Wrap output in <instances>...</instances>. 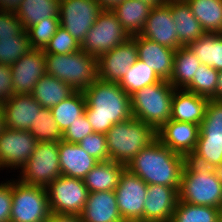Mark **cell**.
Instances as JSON below:
<instances>
[{"mask_svg": "<svg viewBox=\"0 0 222 222\" xmlns=\"http://www.w3.org/2000/svg\"><path fill=\"white\" fill-rule=\"evenodd\" d=\"M179 91V92H177ZM209 99L187 90L175 89L172 98L171 120L195 123L200 126Z\"/></svg>", "mask_w": 222, "mask_h": 222, "instance_id": "22", "label": "cell"}, {"mask_svg": "<svg viewBox=\"0 0 222 222\" xmlns=\"http://www.w3.org/2000/svg\"><path fill=\"white\" fill-rule=\"evenodd\" d=\"M167 5L170 7L173 22L177 27L176 32L181 46H188L205 33L187 2H171Z\"/></svg>", "mask_w": 222, "mask_h": 222, "instance_id": "26", "label": "cell"}, {"mask_svg": "<svg viewBox=\"0 0 222 222\" xmlns=\"http://www.w3.org/2000/svg\"><path fill=\"white\" fill-rule=\"evenodd\" d=\"M105 135L109 160L124 165L157 139L151 125L134 117L114 124Z\"/></svg>", "mask_w": 222, "mask_h": 222, "instance_id": "4", "label": "cell"}, {"mask_svg": "<svg viewBox=\"0 0 222 222\" xmlns=\"http://www.w3.org/2000/svg\"><path fill=\"white\" fill-rule=\"evenodd\" d=\"M85 115L96 133H104L116 123L131 117V98L118 83L97 79L83 91Z\"/></svg>", "mask_w": 222, "mask_h": 222, "instance_id": "1", "label": "cell"}, {"mask_svg": "<svg viewBox=\"0 0 222 222\" xmlns=\"http://www.w3.org/2000/svg\"><path fill=\"white\" fill-rule=\"evenodd\" d=\"M103 10H112L123 0H97Z\"/></svg>", "mask_w": 222, "mask_h": 222, "instance_id": "49", "label": "cell"}, {"mask_svg": "<svg viewBox=\"0 0 222 222\" xmlns=\"http://www.w3.org/2000/svg\"><path fill=\"white\" fill-rule=\"evenodd\" d=\"M60 27L59 18H48L26 29L32 49L44 50Z\"/></svg>", "mask_w": 222, "mask_h": 222, "instance_id": "39", "label": "cell"}, {"mask_svg": "<svg viewBox=\"0 0 222 222\" xmlns=\"http://www.w3.org/2000/svg\"><path fill=\"white\" fill-rule=\"evenodd\" d=\"M199 131L198 124L169 120L156 131V135L164 146L189 158L195 151Z\"/></svg>", "mask_w": 222, "mask_h": 222, "instance_id": "16", "label": "cell"}, {"mask_svg": "<svg viewBox=\"0 0 222 222\" xmlns=\"http://www.w3.org/2000/svg\"><path fill=\"white\" fill-rule=\"evenodd\" d=\"M82 222H124L114 191L88 193L86 205L81 213Z\"/></svg>", "mask_w": 222, "mask_h": 222, "instance_id": "21", "label": "cell"}, {"mask_svg": "<svg viewBox=\"0 0 222 222\" xmlns=\"http://www.w3.org/2000/svg\"><path fill=\"white\" fill-rule=\"evenodd\" d=\"M130 35L123 29L111 10H103L81 44V50L97 59L124 43Z\"/></svg>", "mask_w": 222, "mask_h": 222, "instance_id": "9", "label": "cell"}, {"mask_svg": "<svg viewBox=\"0 0 222 222\" xmlns=\"http://www.w3.org/2000/svg\"><path fill=\"white\" fill-rule=\"evenodd\" d=\"M148 185L127 168L122 172L115 192L119 213L124 222H144V201Z\"/></svg>", "mask_w": 222, "mask_h": 222, "instance_id": "11", "label": "cell"}, {"mask_svg": "<svg viewBox=\"0 0 222 222\" xmlns=\"http://www.w3.org/2000/svg\"><path fill=\"white\" fill-rule=\"evenodd\" d=\"M47 222H82L80 215L51 213Z\"/></svg>", "mask_w": 222, "mask_h": 222, "instance_id": "47", "label": "cell"}, {"mask_svg": "<svg viewBox=\"0 0 222 222\" xmlns=\"http://www.w3.org/2000/svg\"><path fill=\"white\" fill-rule=\"evenodd\" d=\"M146 4L151 5L152 7L160 6L164 4L163 0H140Z\"/></svg>", "mask_w": 222, "mask_h": 222, "instance_id": "51", "label": "cell"}, {"mask_svg": "<svg viewBox=\"0 0 222 222\" xmlns=\"http://www.w3.org/2000/svg\"><path fill=\"white\" fill-rule=\"evenodd\" d=\"M218 72L211 66L201 64L184 90L212 99L216 94Z\"/></svg>", "mask_w": 222, "mask_h": 222, "instance_id": "37", "label": "cell"}, {"mask_svg": "<svg viewBox=\"0 0 222 222\" xmlns=\"http://www.w3.org/2000/svg\"><path fill=\"white\" fill-rule=\"evenodd\" d=\"M46 189L51 213L81 215L88 197L83 179L61 175Z\"/></svg>", "mask_w": 222, "mask_h": 222, "instance_id": "10", "label": "cell"}, {"mask_svg": "<svg viewBox=\"0 0 222 222\" xmlns=\"http://www.w3.org/2000/svg\"><path fill=\"white\" fill-rule=\"evenodd\" d=\"M29 132L38 142H59L62 140V132L54 120L50 108H41Z\"/></svg>", "mask_w": 222, "mask_h": 222, "instance_id": "36", "label": "cell"}, {"mask_svg": "<svg viewBox=\"0 0 222 222\" xmlns=\"http://www.w3.org/2000/svg\"><path fill=\"white\" fill-rule=\"evenodd\" d=\"M37 143L29 131L4 127L0 133V168L22 167L34 152Z\"/></svg>", "mask_w": 222, "mask_h": 222, "instance_id": "13", "label": "cell"}, {"mask_svg": "<svg viewBox=\"0 0 222 222\" xmlns=\"http://www.w3.org/2000/svg\"><path fill=\"white\" fill-rule=\"evenodd\" d=\"M80 50V42L60 26L43 51L44 54H70Z\"/></svg>", "mask_w": 222, "mask_h": 222, "instance_id": "41", "label": "cell"}, {"mask_svg": "<svg viewBox=\"0 0 222 222\" xmlns=\"http://www.w3.org/2000/svg\"><path fill=\"white\" fill-rule=\"evenodd\" d=\"M102 11L97 0H60V26L82 44Z\"/></svg>", "mask_w": 222, "mask_h": 222, "instance_id": "12", "label": "cell"}, {"mask_svg": "<svg viewBox=\"0 0 222 222\" xmlns=\"http://www.w3.org/2000/svg\"><path fill=\"white\" fill-rule=\"evenodd\" d=\"M46 74L84 91L98 79L97 58L85 51L45 54Z\"/></svg>", "mask_w": 222, "mask_h": 222, "instance_id": "5", "label": "cell"}, {"mask_svg": "<svg viewBox=\"0 0 222 222\" xmlns=\"http://www.w3.org/2000/svg\"><path fill=\"white\" fill-rule=\"evenodd\" d=\"M219 222H222V208L220 209V213H219Z\"/></svg>", "mask_w": 222, "mask_h": 222, "instance_id": "55", "label": "cell"}, {"mask_svg": "<svg viewBox=\"0 0 222 222\" xmlns=\"http://www.w3.org/2000/svg\"><path fill=\"white\" fill-rule=\"evenodd\" d=\"M187 157L170 150L158 139L142 149L126 168L147 185H164L180 188Z\"/></svg>", "mask_w": 222, "mask_h": 222, "instance_id": "2", "label": "cell"}, {"mask_svg": "<svg viewBox=\"0 0 222 222\" xmlns=\"http://www.w3.org/2000/svg\"><path fill=\"white\" fill-rule=\"evenodd\" d=\"M136 42L138 59L142 60L162 80H170L173 71L175 51L140 34L131 36Z\"/></svg>", "mask_w": 222, "mask_h": 222, "instance_id": "20", "label": "cell"}, {"mask_svg": "<svg viewBox=\"0 0 222 222\" xmlns=\"http://www.w3.org/2000/svg\"><path fill=\"white\" fill-rule=\"evenodd\" d=\"M41 108L31 94H14L2 105L4 126L29 131Z\"/></svg>", "mask_w": 222, "mask_h": 222, "instance_id": "19", "label": "cell"}, {"mask_svg": "<svg viewBox=\"0 0 222 222\" xmlns=\"http://www.w3.org/2000/svg\"><path fill=\"white\" fill-rule=\"evenodd\" d=\"M4 127V112L2 106L0 105V133L3 131Z\"/></svg>", "mask_w": 222, "mask_h": 222, "instance_id": "52", "label": "cell"}, {"mask_svg": "<svg viewBox=\"0 0 222 222\" xmlns=\"http://www.w3.org/2000/svg\"><path fill=\"white\" fill-rule=\"evenodd\" d=\"M176 31L177 27L173 22L170 7L163 4L151 9L140 35L160 45L177 50L182 46L178 41Z\"/></svg>", "mask_w": 222, "mask_h": 222, "instance_id": "17", "label": "cell"}, {"mask_svg": "<svg viewBox=\"0 0 222 222\" xmlns=\"http://www.w3.org/2000/svg\"><path fill=\"white\" fill-rule=\"evenodd\" d=\"M12 208V182L0 184V222H10Z\"/></svg>", "mask_w": 222, "mask_h": 222, "instance_id": "46", "label": "cell"}, {"mask_svg": "<svg viewBox=\"0 0 222 222\" xmlns=\"http://www.w3.org/2000/svg\"><path fill=\"white\" fill-rule=\"evenodd\" d=\"M86 99L83 91H75L71 96L50 108L54 120L63 133L77 118L85 113Z\"/></svg>", "mask_w": 222, "mask_h": 222, "instance_id": "32", "label": "cell"}, {"mask_svg": "<svg viewBox=\"0 0 222 222\" xmlns=\"http://www.w3.org/2000/svg\"><path fill=\"white\" fill-rule=\"evenodd\" d=\"M153 7L140 0H123L111 11L131 36L140 34Z\"/></svg>", "mask_w": 222, "mask_h": 222, "instance_id": "25", "label": "cell"}, {"mask_svg": "<svg viewBox=\"0 0 222 222\" xmlns=\"http://www.w3.org/2000/svg\"><path fill=\"white\" fill-rule=\"evenodd\" d=\"M162 79L150 69L142 60L138 59L127 73L122 77L118 85L131 96L136 91L147 85L158 83Z\"/></svg>", "mask_w": 222, "mask_h": 222, "instance_id": "33", "label": "cell"}, {"mask_svg": "<svg viewBox=\"0 0 222 222\" xmlns=\"http://www.w3.org/2000/svg\"><path fill=\"white\" fill-rule=\"evenodd\" d=\"M22 30V24L14 12L0 11V40L14 38Z\"/></svg>", "mask_w": 222, "mask_h": 222, "instance_id": "44", "label": "cell"}, {"mask_svg": "<svg viewBox=\"0 0 222 222\" xmlns=\"http://www.w3.org/2000/svg\"><path fill=\"white\" fill-rule=\"evenodd\" d=\"M212 99L222 101V70L218 72V83L216 88V94Z\"/></svg>", "mask_w": 222, "mask_h": 222, "instance_id": "50", "label": "cell"}, {"mask_svg": "<svg viewBox=\"0 0 222 222\" xmlns=\"http://www.w3.org/2000/svg\"><path fill=\"white\" fill-rule=\"evenodd\" d=\"M200 65V60L187 46L178 48L174 54L173 71L169 80L170 84L175 89H182V87L184 89L192 81Z\"/></svg>", "mask_w": 222, "mask_h": 222, "instance_id": "31", "label": "cell"}, {"mask_svg": "<svg viewBox=\"0 0 222 222\" xmlns=\"http://www.w3.org/2000/svg\"><path fill=\"white\" fill-rule=\"evenodd\" d=\"M220 208L177 202L170 222H219Z\"/></svg>", "mask_w": 222, "mask_h": 222, "instance_id": "35", "label": "cell"}, {"mask_svg": "<svg viewBox=\"0 0 222 222\" xmlns=\"http://www.w3.org/2000/svg\"><path fill=\"white\" fill-rule=\"evenodd\" d=\"M43 50L31 49L11 65L14 94H31L38 80L46 74Z\"/></svg>", "mask_w": 222, "mask_h": 222, "instance_id": "15", "label": "cell"}, {"mask_svg": "<svg viewBox=\"0 0 222 222\" xmlns=\"http://www.w3.org/2000/svg\"><path fill=\"white\" fill-rule=\"evenodd\" d=\"M174 90L169 81L162 80L136 91L130 96L133 117L157 131L171 120Z\"/></svg>", "mask_w": 222, "mask_h": 222, "instance_id": "6", "label": "cell"}, {"mask_svg": "<svg viewBox=\"0 0 222 222\" xmlns=\"http://www.w3.org/2000/svg\"><path fill=\"white\" fill-rule=\"evenodd\" d=\"M126 165L112 160L98 162L83 178L88 193L114 191Z\"/></svg>", "mask_w": 222, "mask_h": 222, "instance_id": "24", "label": "cell"}, {"mask_svg": "<svg viewBox=\"0 0 222 222\" xmlns=\"http://www.w3.org/2000/svg\"><path fill=\"white\" fill-rule=\"evenodd\" d=\"M61 175L83 179L98 163L78 144L63 140L58 145Z\"/></svg>", "mask_w": 222, "mask_h": 222, "instance_id": "23", "label": "cell"}, {"mask_svg": "<svg viewBox=\"0 0 222 222\" xmlns=\"http://www.w3.org/2000/svg\"><path fill=\"white\" fill-rule=\"evenodd\" d=\"M179 201L222 208V183L215 168L187 158L180 181Z\"/></svg>", "mask_w": 222, "mask_h": 222, "instance_id": "3", "label": "cell"}, {"mask_svg": "<svg viewBox=\"0 0 222 222\" xmlns=\"http://www.w3.org/2000/svg\"><path fill=\"white\" fill-rule=\"evenodd\" d=\"M74 92L67 83L45 74L38 80L31 95L42 107L52 108Z\"/></svg>", "mask_w": 222, "mask_h": 222, "instance_id": "28", "label": "cell"}, {"mask_svg": "<svg viewBox=\"0 0 222 222\" xmlns=\"http://www.w3.org/2000/svg\"><path fill=\"white\" fill-rule=\"evenodd\" d=\"M50 214L45 187L12 182L10 222H47Z\"/></svg>", "mask_w": 222, "mask_h": 222, "instance_id": "7", "label": "cell"}, {"mask_svg": "<svg viewBox=\"0 0 222 222\" xmlns=\"http://www.w3.org/2000/svg\"><path fill=\"white\" fill-rule=\"evenodd\" d=\"M205 33L222 34V0H186Z\"/></svg>", "mask_w": 222, "mask_h": 222, "instance_id": "30", "label": "cell"}, {"mask_svg": "<svg viewBox=\"0 0 222 222\" xmlns=\"http://www.w3.org/2000/svg\"><path fill=\"white\" fill-rule=\"evenodd\" d=\"M187 47L201 64L211 66L217 71L222 70V34L204 33Z\"/></svg>", "mask_w": 222, "mask_h": 222, "instance_id": "29", "label": "cell"}, {"mask_svg": "<svg viewBox=\"0 0 222 222\" xmlns=\"http://www.w3.org/2000/svg\"><path fill=\"white\" fill-rule=\"evenodd\" d=\"M93 132L92 126L84 113L62 133V140L78 144L84 137Z\"/></svg>", "mask_w": 222, "mask_h": 222, "instance_id": "43", "label": "cell"}, {"mask_svg": "<svg viewBox=\"0 0 222 222\" xmlns=\"http://www.w3.org/2000/svg\"><path fill=\"white\" fill-rule=\"evenodd\" d=\"M22 0H0V11L15 12Z\"/></svg>", "mask_w": 222, "mask_h": 222, "instance_id": "48", "label": "cell"}, {"mask_svg": "<svg viewBox=\"0 0 222 222\" xmlns=\"http://www.w3.org/2000/svg\"><path fill=\"white\" fill-rule=\"evenodd\" d=\"M163 1H164V4L171 3V2H186V0H163Z\"/></svg>", "mask_w": 222, "mask_h": 222, "instance_id": "54", "label": "cell"}, {"mask_svg": "<svg viewBox=\"0 0 222 222\" xmlns=\"http://www.w3.org/2000/svg\"><path fill=\"white\" fill-rule=\"evenodd\" d=\"M137 60L136 42L130 37L97 59L98 78L106 82L119 83Z\"/></svg>", "mask_w": 222, "mask_h": 222, "instance_id": "14", "label": "cell"}, {"mask_svg": "<svg viewBox=\"0 0 222 222\" xmlns=\"http://www.w3.org/2000/svg\"><path fill=\"white\" fill-rule=\"evenodd\" d=\"M179 188L148 185L144 201V222H170L179 200Z\"/></svg>", "mask_w": 222, "mask_h": 222, "instance_id": "18", "label": "cell"}, {"mask_svg": "<svg viewBox=\"0 0 222 222\" xmlns=\"http://www.w3.org/2000/svg\"><path fill=\"white\" fill-rule=\"evenodd\" d=\"M189 159L216 169L222 164V143L197 142L195 151L189 156Z\"/></svg>", "mask_w": 222, "mask_h": 222, "instance_id": "40", "label": "cell"}, {"mask_svg": "<svg viewBox=\"0 0 222 222\" xmlns=\"http://www.w3.org/2000/svg\"><path fill=\"white\" fill-rule=\"evenodd\" d=\"M14 95L11 66L0 64V105Z\"/></svg>", "mask_w": 222, "mask_h": 222, "instance_id": "45", "label": "cell"}, {"mask_svg": "<svg viewBox=\"0 0 222 222\" xmlns=\"http://www.w3.org/2000/svg\"><path fill=\"white\" fill-rule=\"evenodd\" d=\"M31 49L29 37L24 29L14 38H1L0 64L11 66Z\"/></svg>", "mask_w": 222, "mask_h": 222, "instance_id": "38", "label": "cell"}, {"mask_svg": "<svg viewBox=\"0 0 222 222\" xmlns=\"http://www.w3.org/2000/svg\"><path fill=\"white\" fill-rule=\"evenodd\" d=\"M78 145L98 162L109 160L106 135L104 133L93 132L84 137Z\"/></svg>", "mask_w": 222, "mask_h": 222, "instance_id": "42", "label": "cell"}, {"mask_svg": "<svg viewBox=\"0 0 222 222\" xmlns=\"http://www.w3.org/2000/svg\"><path fill=\"white\" fill-rule=\"evenodd\" d=\"M216 172L218 174L219 180L222 183V164L219 167L216 168Z\"/></svg>", "mask_w": 222, "mask_h": 222, "instance_id": "53", "label": "cell"}, {"mask_svg": "<svg viewBox=\"0 0 222 222\" xmlns=\"http://www.w3.org/2000/svg\"><path fill=\"white\" fill-rule=\"evenodd\" d=\"M197 142L222 143V101L209 99Z\"/></svg>", "mask_w": 222, "mask_h": 222, "instance_id": "34", "label": "cell"}, {"mask_svg": "<svg viewBox=\"0 0 222 222\" xmlns=\"http://www.w3.org/2000/svg\"><path fill=\"white\" fill-rule=\"evenodd\" d=\"M24 30L48 18H60V0H22L14 12Z\"/></svg>", "mask_w": 222, "mask_h": 222, "instance_id": "27", "label": "cell"}, {"mask_svg": "<svg viewBox=\"0 0 222 222\" xmlns=\"http://www.w3.org/2000/svg\"><path fill=\"white\" fill-rule=\"evenodd\" d=\"M59 142H38L30 158L21 167L25 184L47 187L61 176Z\"/></svg>", "mask_w": 222, "mask_h": 222, "instance_id": "8", "label": "cell"}]
</instances>
